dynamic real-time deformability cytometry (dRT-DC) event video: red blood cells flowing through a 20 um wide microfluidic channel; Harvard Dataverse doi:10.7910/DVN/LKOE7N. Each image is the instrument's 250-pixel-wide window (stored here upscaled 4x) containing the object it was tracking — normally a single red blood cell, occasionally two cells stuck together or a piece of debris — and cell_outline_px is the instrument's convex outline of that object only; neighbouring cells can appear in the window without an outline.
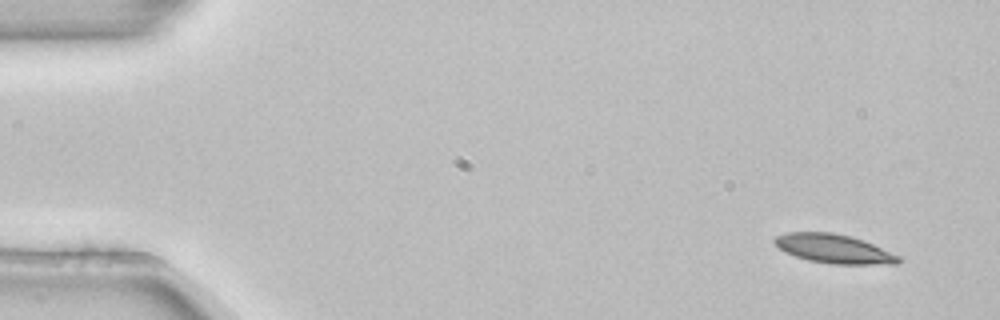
{"species": "common noctule bat (a hibernating species)", "species_latin": "Nyctalus noctula", "temperature_condition": "room temperature", "stored_images_in_passage": 3, "camera_frame_rate_fps": 3000, "um_per_image_px": 0.085, "animal": {"sex": "female", "body_mass_g": 22.7, "forearm_length_mm": 54.2}, "frame": {"image": 1, "passage_image": 1, "time_ms": 0.0, "image_size_px": [1000, 320], "cell_outline_px": [[900, 264], [832, 264], [808, 260], [784, 252], [772, 240], [776, 236], [788, 232], [832, 232], [864, 240], [900, 256]], "centroid_in_image_um": [70.89, 21.14], "position_along_channel_um": 14.1, "area_um2": 20.87}}